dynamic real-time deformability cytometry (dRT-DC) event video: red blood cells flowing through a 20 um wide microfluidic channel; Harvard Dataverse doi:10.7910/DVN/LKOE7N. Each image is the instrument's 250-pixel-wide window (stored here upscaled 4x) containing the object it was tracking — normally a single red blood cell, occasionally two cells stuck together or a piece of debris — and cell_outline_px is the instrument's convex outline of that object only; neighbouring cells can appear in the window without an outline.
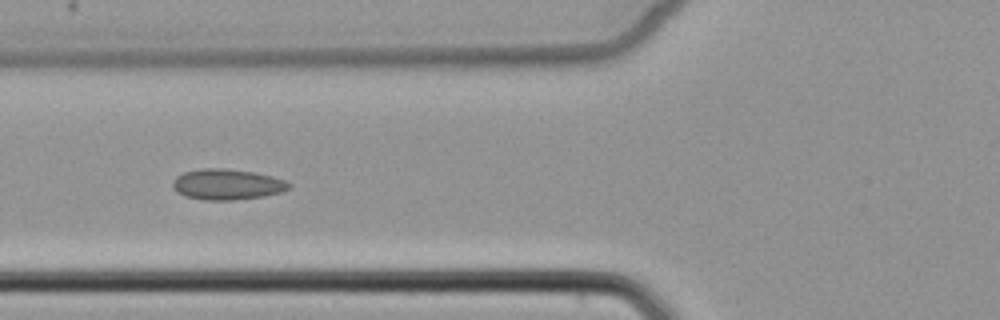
{"species": "common noctule bat (a hibernating species)", "species_latin": "Nyctalus noctula", "temperature_condition": "cold", "stored_images_in_passage": 8, "camera_frame_rate_fps": 3000, "um_per_image_px": 0.085, "animal": {"sex": "female", "body_mass_g": 22.7, "forearm_length_mm": 54.2}, "frame": {"image": 1, "passage_image": 6, "time_ms": 6.333, "image_size_px": [1000, 320], "cell_outline_px": [[292, 188], [280, 192], [264, 196], [236, 200], [204, 200], [184, 196], [172, 188], [172, 180], [176, 176], [184, 172], [204, 168], [224, 168], [252, 172], [272, 176], [284, 180], [292, 184]], "centroid_in_image_um": [19.29, 15.68], "position_along_channel_um": 106.5, "area_um2": 20.92}}
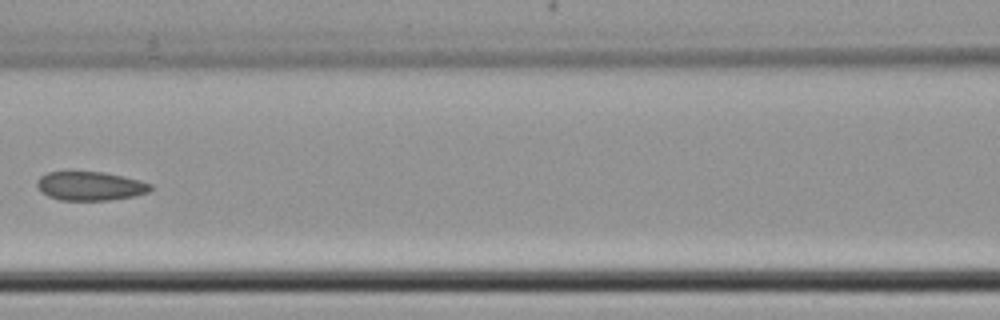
{"frame": {"image": 2, "passage_image": 7, "time_ms": 7.667, "image_size_px": [1000, 320], "cell_outline_px": [[152, 188], [148, 192], [132, 196], [108, 200], [60, 200], [48, 196], [40, 192], [36, 184], [36, 180], [40, 176], [48, 172], [104, 172], [140, 180], [152, 184]], "centroid_in_image_um": [7.63, 15.81], "position_along_channel_um": 159.0, "area_um2": 19.07}}
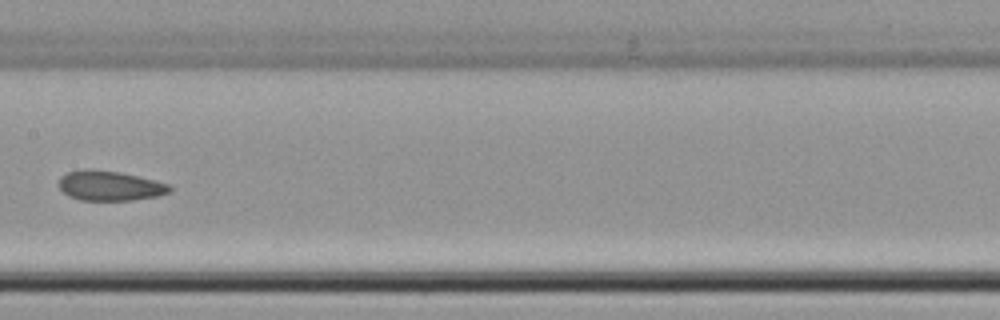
{"frame": {"image": 3, "passage_image": 8, "time_ms": 8.667, "image_size_px": [1000, 320], "cell_outline_px": [[172, 192], [156, 196], [132, 200], [80, 200], [68, 196], [60, 188], [60, 176], [68, 172], [84, 168], [92, 168], [120, 172], [168, 184], [172, 188]], "centroid_in_image_um": [9.31, 15.78], "position_along_channel_um": 198.1, "area_um2": 19.25}}